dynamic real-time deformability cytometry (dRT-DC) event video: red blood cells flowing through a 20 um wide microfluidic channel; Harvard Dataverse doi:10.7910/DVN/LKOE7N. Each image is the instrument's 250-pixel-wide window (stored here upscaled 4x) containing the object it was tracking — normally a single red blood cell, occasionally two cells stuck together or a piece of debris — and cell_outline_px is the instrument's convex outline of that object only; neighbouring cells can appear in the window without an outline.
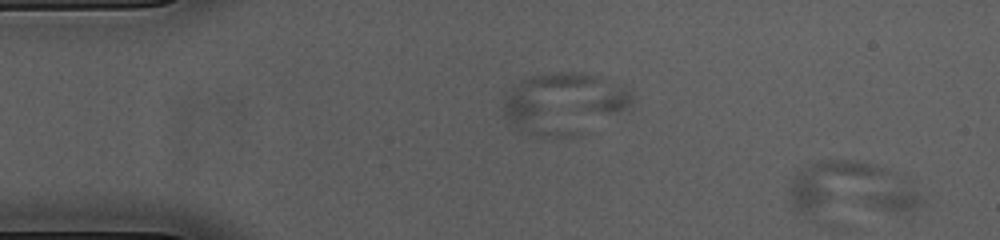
{"species": "common noctule bat (a hibernating species)", "species_latin": "Nyctalus noctula", "temperature_condition": "cold", "stored_images_in_passage": 2, "segment_of_instrument_passage": [1, 2], "camera_frame_rate_fps": 3000, "um_per_image_px": 0.085, "animal": {"sex": "female", "body_mass_g": 23.0, "forearm_length_mm": 53.4}, "frame": {"image": 1, "passage_image": 1, "time_ms": 0.0, "image_size_px": [1000, 240], "cell_outline_px": [[632, 104], [576, 136], [536, 136], [516, 128], [508, 120], [504, 112], [504, 100], [508, 92], [516, 84], [528, 76], [552, 72], [572, 72], [600, 76], [624, 84], [628, 88], [632, 96]], "centroid_in_image_um": [47.93, 8.75], "position_along_channel_um": 37.1, "area_um2": 45.43}}